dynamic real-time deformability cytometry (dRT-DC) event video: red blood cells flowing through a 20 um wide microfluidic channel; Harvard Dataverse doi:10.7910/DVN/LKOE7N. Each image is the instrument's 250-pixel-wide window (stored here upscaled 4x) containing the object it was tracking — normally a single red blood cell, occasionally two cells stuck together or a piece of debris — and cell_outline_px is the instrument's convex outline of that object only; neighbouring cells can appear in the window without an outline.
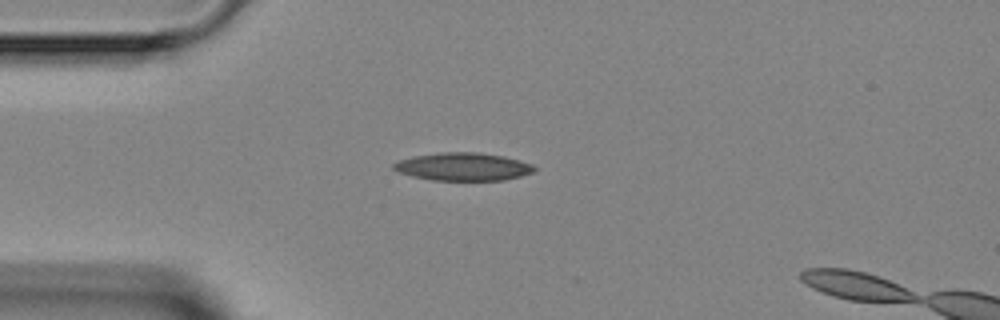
{"species": "Egyptian fruit bat (a non-hibernating species)", "species_latin": "Rousettus aegyptiacus", "temperature_condition": "room temperature", "stored_images_in_passage": 3, "camera_frame_rate_fps": 3000, "um_per_image_px": 0.085, "animal": {"sex": "female"}, "frame": {"image": 1, "passage_image": 2, "time_ms": 2.0, "image_size_px": [1000, 320], "cell_outline_px": [[536, 172], [504, 180], [432, 180], [412, 176], [400, 172], [392, 168], [392, 164], [400, 160], [412, 156], [440, 152], [480, 152], [504, 156], [520, 160], [532, 164], [536, 168]], "centroid_in_image_um": [39.39, 14.16], "position_along_channel_um": 45.6, "area_um2": 23.0}}